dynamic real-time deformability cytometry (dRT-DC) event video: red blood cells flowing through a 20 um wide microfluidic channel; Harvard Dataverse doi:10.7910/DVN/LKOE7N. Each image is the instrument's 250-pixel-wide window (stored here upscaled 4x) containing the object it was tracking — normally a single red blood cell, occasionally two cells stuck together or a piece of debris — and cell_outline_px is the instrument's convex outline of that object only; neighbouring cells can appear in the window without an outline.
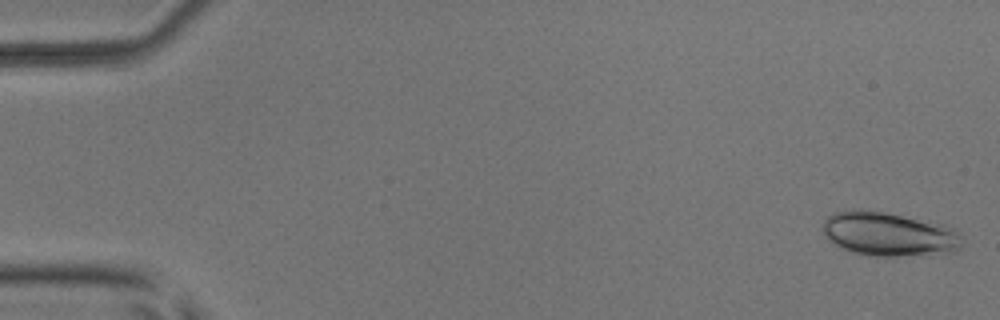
{"species": "common noctule bat (a hibernating species)", "species_latin": "Nyctalus noctula", "temperature_condition": "room temperature", "stored_images_in_passage": 5, "camera_frame_rate_fps": 3000, "um_per_image_px": 0.085, "animal": {"sex": "male", "body_mass_g": 17.9, "forearm_length_mm": 54.2}, "frame": {"image": 1, "passage_image": 1, "time_ms": 0.0, "image_size_px": [1000, 320], "cell_outline_px": [[964, 240], [960, 248], [948, 252], [896, 256], [872, 256], [852, 252], [832, 244], [824, 236], [824, 220], [832, 212], [852, 208], [860, 208], [884, 212], [948, 224], [960, 232]], "centroid_in_image_um": [75.55, 19.87], "position_along_channel_um": 9.4, "area_um2": 36.3}}